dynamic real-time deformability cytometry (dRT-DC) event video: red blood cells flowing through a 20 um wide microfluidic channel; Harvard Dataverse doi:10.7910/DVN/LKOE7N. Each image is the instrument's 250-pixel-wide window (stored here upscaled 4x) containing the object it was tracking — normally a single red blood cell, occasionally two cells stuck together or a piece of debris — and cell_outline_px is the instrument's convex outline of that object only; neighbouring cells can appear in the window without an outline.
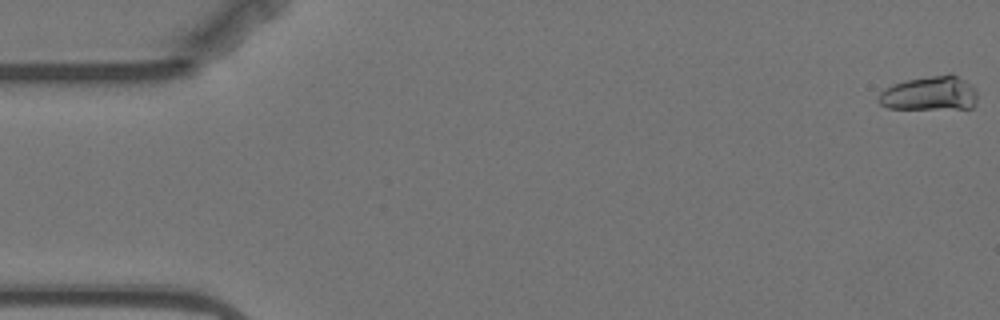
{"species": "Egyptian fruit bat (a non-hibernating species)", "species_latin": "Rousettus aegyptiacus", "temperature_condition": "warm", "stored_images_in_passage": 6, "camera_frame_rate_fps": 3000, "um_per_image_px": 0.085, "animal": {"sex": "female"}, "frame": {"image": 1, "passage_image": 1, "time_ms": 0.0, "image_size_px": [1000, 320], "cell_outline_px": [[976, 104], [972, 108], [888, 108], [880, 104], [876, 100], [880, 92], [884, 88], [892, 84], [908, 80], [952, 72], [972, 84], [976, 92]], "centroid_in_image_um": [79.04, 7.92], "position_along_channel_um": 6.0, "area_um2": 19.88}}
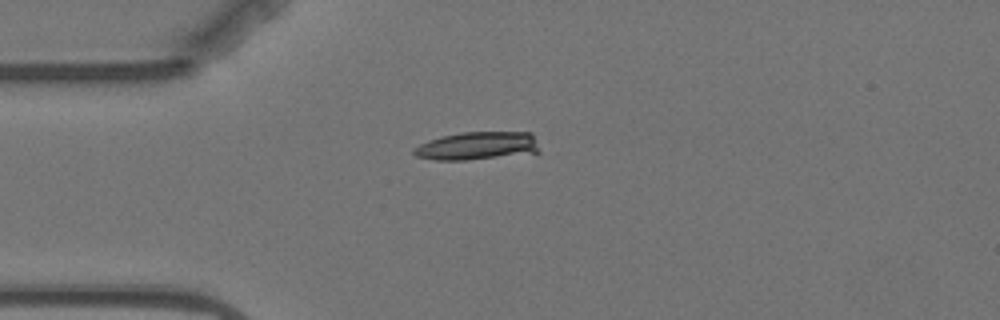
{"frame": {"image": 2, "passage_image": 5, "time_ms": 4.667, "image_size_px": [1000, 320], "cell_outline_px": [[540, 152], [468, 160], [436, 160], [416, 156], [412, 152], [412, 148], [428, 140], [440, 136], [460, 132], [532, 132]], "centroid_in_image_um": [40.53, 12.39], "position_along_channel_um": 44.5, "area_um2": 20.58}}